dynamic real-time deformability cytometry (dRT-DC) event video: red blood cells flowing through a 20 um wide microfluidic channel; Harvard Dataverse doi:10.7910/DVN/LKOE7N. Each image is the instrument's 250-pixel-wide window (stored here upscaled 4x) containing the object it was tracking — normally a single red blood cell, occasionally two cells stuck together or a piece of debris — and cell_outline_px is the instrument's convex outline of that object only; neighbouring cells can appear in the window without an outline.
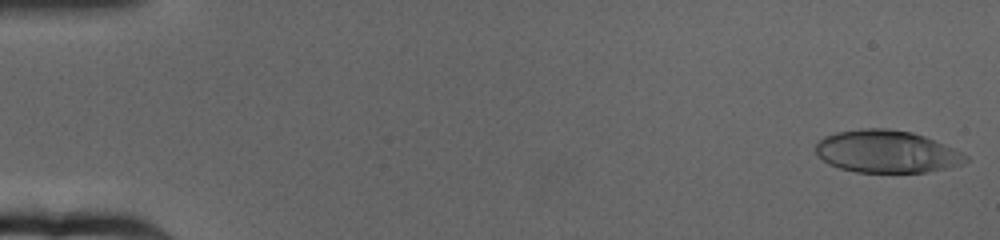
{"species": "human", "species_latin": "Homo sapiens", "temperature_condition": "cold", "stored_images_in_passage": 64, "camera_frame_rate_fps": 3000, "um_per_image_px": 0.085, "donor": {"sex": "female"}, "frame": {"image": 1, "passage_image": 1, "time_ms": 0.0, "image_size_px": [1000, 240], "cell_outline_px": [[968, 160], [960, 164], [944, 168], [924, 172], [856, 172], [840, 168], [828, 164], [816, 156], [816, 144], [824, 136], [836, 132], [860, 128], [888, 128], [912, 132], [924, 136], [964, 152], [968, 156]], "centroid_in_image_um": [75.33, 12.87], "position_along_channel_um": 9.7, "area_um2": 37.17}}
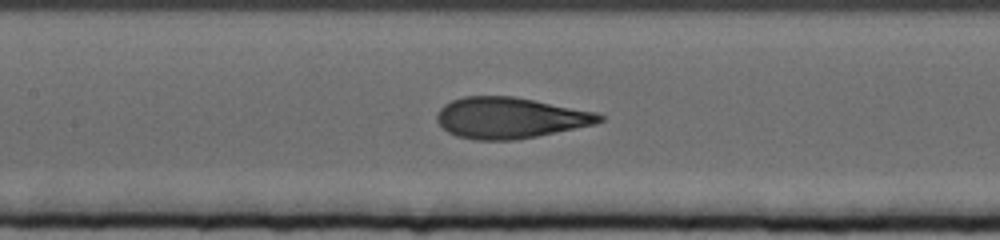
{"frame": {"image": 2, "passage_image": 30, "time_ms": 9.667, "image_size_px": [1000, 240], "cell_outline_px": [[604, 120], [596, 124], [516, 140], [472, 140], [456, 136], [448, 132], [436, 120], [436, 116], [440, 108], [444, 104], [452, 100], [464, 96], [512, 96], [596, 112], [604, 116]], "centroid_in_image_um": [43.33, 10.02], "position_along_channel_um": 164.1, "area_um2": 38.78}}
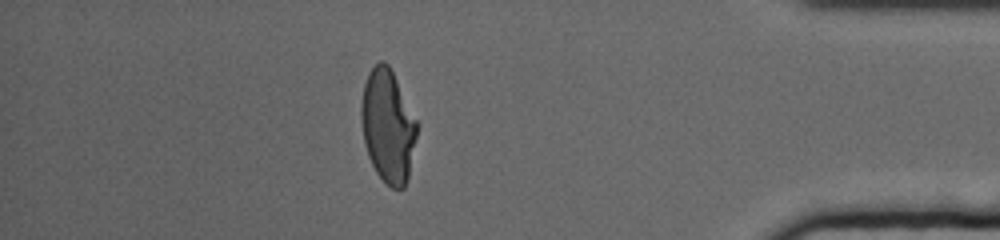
{"frame": {"image": 3, "passage_image": 56, "time_ms": 18.333, "image_size_px": [1000, 240], "cell_outline_px": [[416, 136], [408, 180], [404, 188], [392, 188], [376, 172], [368, 156], [364, 144], [360, 116], [360, 104], [364, 84], [368, 72], [380, 60], [384, 60], [388, 64], [416, 120]], "centroid_in_image_um": [32.93, 10.71], "position_along_channel_um": 402.3, "area_um2": 36.3}, "authors_computed_cell_mechanics": {"area_um2": 38.3214, "velocity_mm_per_s": 3.168, "shape_relaxation_time_tau1_ms": 5.911, "shape_relaxation_time_tau2_ms": 1.0716, "deformation_change_tau1": 0.2221, "deformation_change_tau2": 0.0874}}